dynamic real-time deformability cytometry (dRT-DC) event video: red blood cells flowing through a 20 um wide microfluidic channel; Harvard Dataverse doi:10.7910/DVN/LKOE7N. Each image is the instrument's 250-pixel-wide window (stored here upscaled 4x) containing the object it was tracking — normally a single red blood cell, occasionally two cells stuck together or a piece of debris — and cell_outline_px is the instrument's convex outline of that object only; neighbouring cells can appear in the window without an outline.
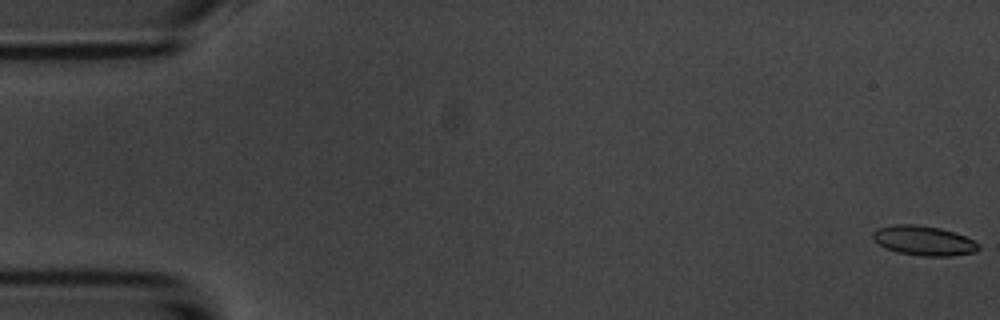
{"species": "common noctule bat (a hibernating species)", "species_latin": "Nyctalus noctula", "temperature_condition": "room temperature", "stored_images_in_passage": 17, "camera_frame_rate_fps": 3000, "um_per_image_px": 0.085, "animal": {"sex": "male", "body_mass_g": 20.1, "forearm_length_mm": 53.5}, "frame": {"image": 1, "passage_image": 1, "time_ms": 0.0, "image_size_px": [1000, 320], "cell_outline_px": [[980, 248], [976, 252], [952, 256], [920, 256], [896, 252], [884, 248], [872, 236], [872, 232], [876, 228], [892, 224], [916, 224], [940, 228], [956, 232], [980, 244]], "centroid_in_image_um": [78.52, 20.45], "position_along_channel_um": 6.5, "area_um2": 18.5}}